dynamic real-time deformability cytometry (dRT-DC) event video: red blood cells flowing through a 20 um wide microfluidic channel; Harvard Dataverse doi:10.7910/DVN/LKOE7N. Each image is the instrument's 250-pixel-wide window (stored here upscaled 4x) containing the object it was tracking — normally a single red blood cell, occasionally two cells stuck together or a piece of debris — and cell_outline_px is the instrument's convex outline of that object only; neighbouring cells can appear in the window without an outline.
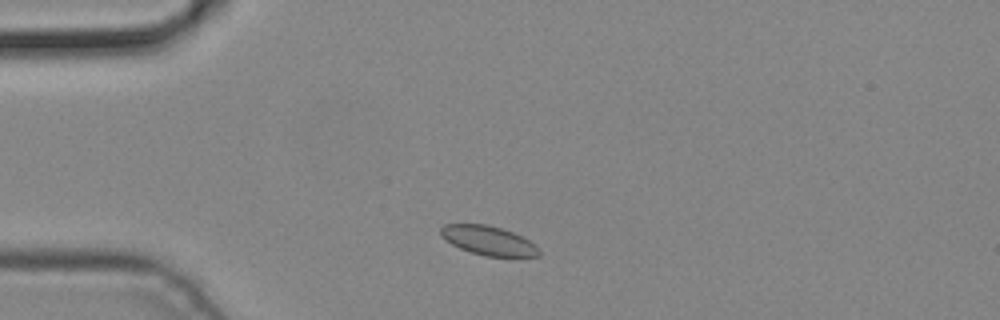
{"species": "common noctule bat (a hibernating species)", "species_latin": "Nyctalus noctula", "temperature_condition": "cold", "stored_images_in_passage": 6, "camera_frame_rate_fps": 3000, "um_per_image_px": 0.085, "animal": {"sex": "male", "body_mass_g": 19.2, "forearm_length_mm": 51.8}, "frame": {"image": 1, "passage_image": 2, "time_ms": 0.333, "image_size_px": [1000, 320], "cell_outline_px": [[540, 256], [484, 256], [460, 248], [452, 244], [440, 236], [440, 228], [444, 224], [488, 224], [512, 232], [536, 244], [540, 248]], "centroid_in_image_um": [41.51, 20.44], "position_along_channel_um": 43.5, "area_um2": 16.65}}
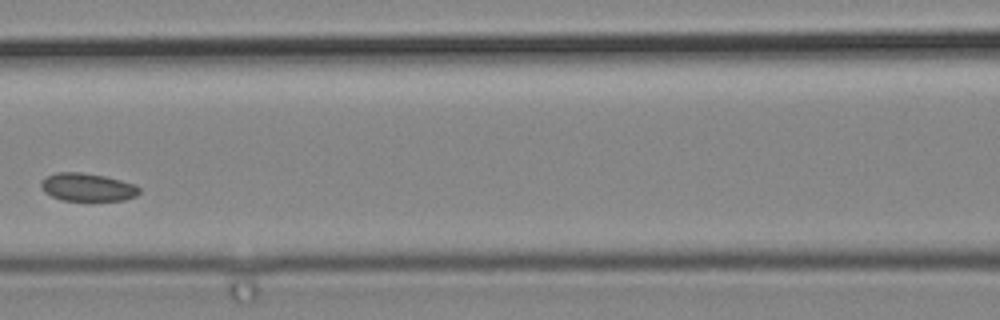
{"frame": {"image": 2, "passage_image": 5, "time_ms": 1.333, "image_size_px": [1000, 320], "cell_outline_px": [[140, 192], [136, 196], [124, 200], [60, 200], [44, 192], [40, 184], [48, 176], [56, 172], [80, 172], [104, 176], [136, 184], [140, 188]], "centroid_in_image_um": [7.46, 15.91], "position_along_channel_um": 159.1, "area_um2": 15.9}}
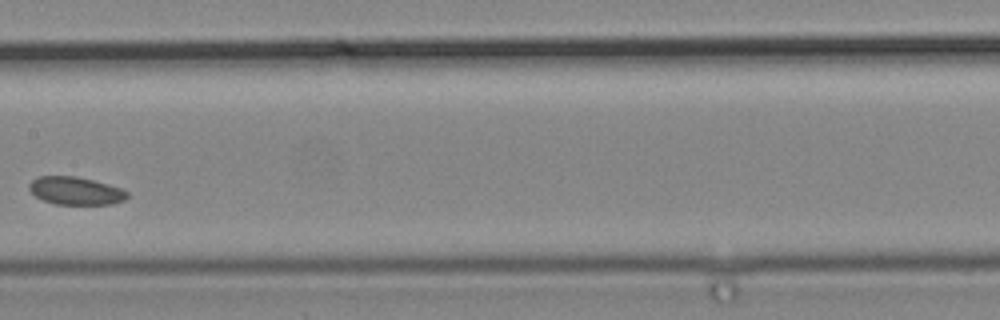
{"frame": {"image": 3, "passage_image": 6, "time_ms": 1.667, "image_size_px": [1000, 320], "cell_outline_px": [[128, 196], [124, 200], [112, 204], [56, 204], [44, 200], [36, 196], [28, 188], [28, 184], [32, 180], [40, 176], [76, 176], [92, 180], [120, 188], [128, 192]], "centroid_in_image_um": [6.41, 16.22], "position_along_channel_um": 201.0, "area_um2": 15.72}}